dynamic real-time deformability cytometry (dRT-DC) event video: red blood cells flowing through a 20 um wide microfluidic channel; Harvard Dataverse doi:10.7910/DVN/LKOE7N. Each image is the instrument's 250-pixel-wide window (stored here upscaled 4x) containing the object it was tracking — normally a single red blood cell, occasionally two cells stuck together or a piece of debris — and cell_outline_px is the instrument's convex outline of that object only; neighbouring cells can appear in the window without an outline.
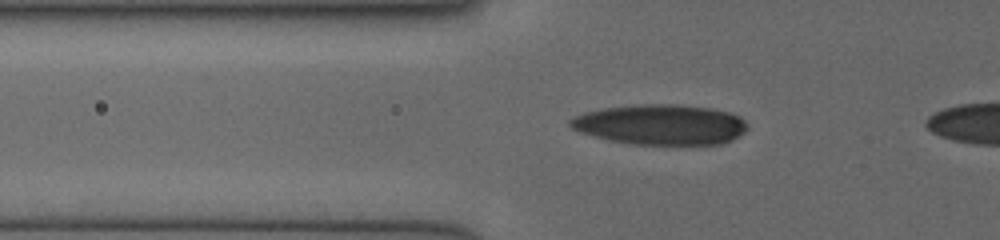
{"species": "human", "species_latin": "Homo sapiens", "temperature_condition": "cold", "stored_images_in_passage": 5, "camera_frame_rate_fps": 3000, "um_per_image_px": 0.085, "donor": {"sex": "female"}, "frame": {"image": 1, "passage_image": 2, "time_ms": 0.333, "image_size_px": [1000, 240], "cell_outline_px": [[748, 128], [744, 132], [732, 140], [724, 144], [632, 144], [608, 140], [580, 132], [572, 128], [568, 124], [568, 120], [584, 112], [604, 108], [640, 104], [680, 104], [712, 108], [728, 112], [740, 116], [748, 124]], "centroid_in_image_um": [56.17, 10.58], "position_along_channel_um": 69.6, "area_um2": 41.79}}